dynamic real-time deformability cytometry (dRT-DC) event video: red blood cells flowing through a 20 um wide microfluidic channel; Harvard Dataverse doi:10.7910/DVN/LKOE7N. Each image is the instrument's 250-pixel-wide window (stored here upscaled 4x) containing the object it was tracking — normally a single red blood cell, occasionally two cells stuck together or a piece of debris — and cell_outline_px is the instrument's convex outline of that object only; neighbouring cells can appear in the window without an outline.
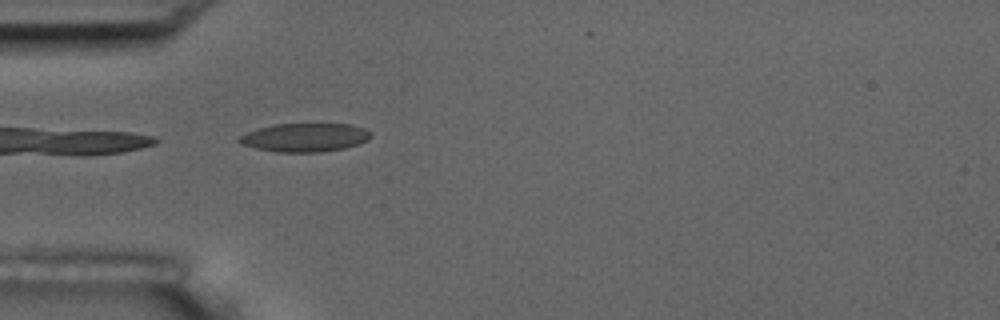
{"species": "common noctule bat (a hibernating species)", "species_latin": "Nyctalus noctula", "temperature_condition": "room temperature", "stored_images_in_passage": 5, "camera_frame_rate_fps": 3000, "um_per_image_px": 0.085, "animal": {"sex": "male", "body_mass_g": 17.5, "forearm_length_mm": 52.3}, "frame": {"image": 1, "passage_image": 5, "time_ms": 4.667, "image_size_px": [1000, 320], "cell_outline_px": [[372, 136], [368, 140], [344, 148], [320, 152], [276, 152], [256, 148], [240, 144], [236, 140], [240, 136], [248, 132], [272, 124], [352, 124], [364, 128]], "centroid_in_image_um": [25.89, 11.68], "position_along_channel_um": 59.1, "area_um2": 21.79}}